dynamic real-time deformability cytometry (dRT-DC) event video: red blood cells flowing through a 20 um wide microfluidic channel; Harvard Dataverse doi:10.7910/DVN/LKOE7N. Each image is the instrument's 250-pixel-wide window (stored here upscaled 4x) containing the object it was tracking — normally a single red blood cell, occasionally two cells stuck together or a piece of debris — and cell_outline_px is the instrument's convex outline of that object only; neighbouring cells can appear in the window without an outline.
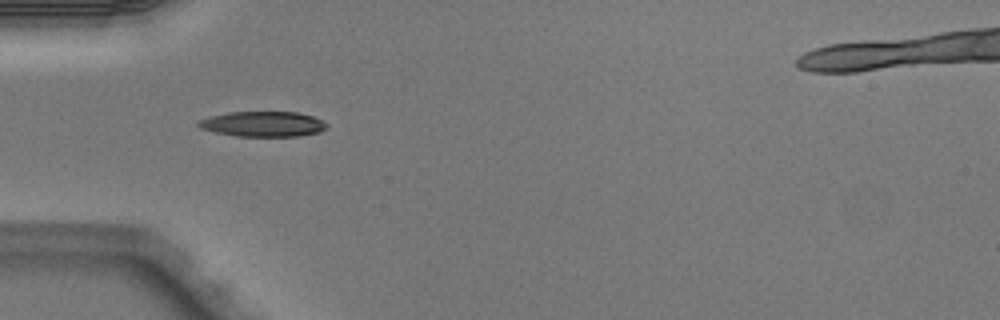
{"species": "Egyptian fruit bat (a non-hibernating species)", "species_latin": "Rousettus aegyptiacus", "temperature_condition": "warm", "stored_images_in_passage": 7, "camera_frame_rate_fps": 3000, "um_per_image_px": 0.085, "animal": {"sex": "male"}, "frame": {"image": 1, "passage_image": 5, "time_ms": 1.333, "image_size_px": [1000, 320], "cell_outline_px": [[328, 128], [320, 132], [300, 136], [236, 136], [216, 132], [200, 128], [196, 124], [200, 120], [212, 116], [228, 112], [300, 112], [312, 116], [328, 124]], "centroid_in_image_um": [22.39, 10.54], "position_along_channel_um": 62.6, "area_um2": 18.84}}
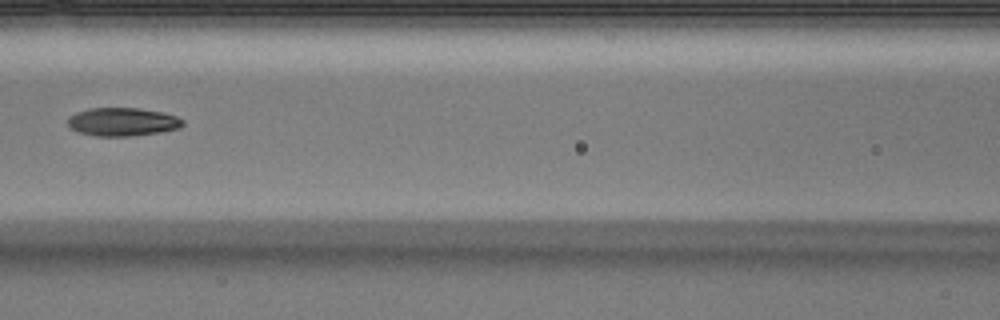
{"frame": {"image": 2, "passage_image": 7, "time_ms": 2.0, "image_size_px": [1000, 320], "cell_outline_px": [[184, 124], [180, 128], [160, 132], [128, 136], [96, 136], [80, 132], [72, 128], [68, 124], [68, 116], [76, 112], [88, 108], [140, 108], [164, 112], [176, 116], [184, 120]], "centroid_in_image_um": [10.44, 10.34], "position_along_channel_um": 156.2, "area_um2": 19.02}}